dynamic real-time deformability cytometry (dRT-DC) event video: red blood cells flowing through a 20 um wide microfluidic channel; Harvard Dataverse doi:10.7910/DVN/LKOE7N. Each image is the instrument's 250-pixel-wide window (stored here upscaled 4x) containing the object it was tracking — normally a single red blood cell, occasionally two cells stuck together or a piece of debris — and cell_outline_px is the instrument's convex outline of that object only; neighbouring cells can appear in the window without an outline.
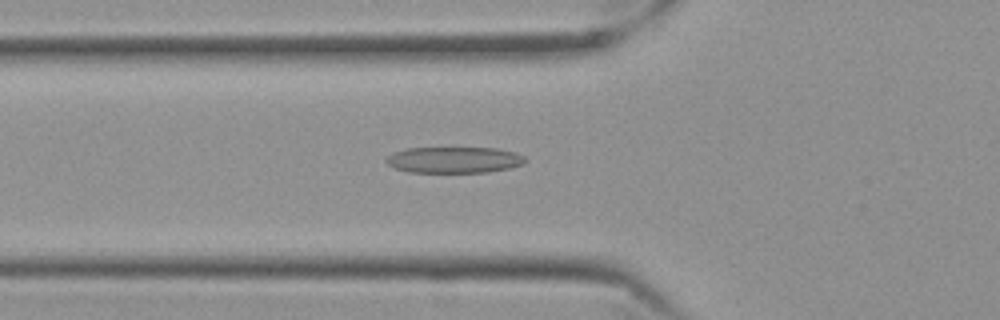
{"species": "Egyptian fruit bat (a non-hibernating species)", "species_latin": "Rousettus aegyptiacus", "temperature_condition": "cold", "stored_images_in_passage": 47, "camera_frame_rate_fps": 3000, "um_per_image_px": 0.085, "frame": {"image": 1, "passage_image": 10, "time_ms": 3.0, "image_size_px": [1000, 320], "cell_outline_px": [[524, 164], [508, 168], [488, 172], [408, 172], [396, 168], [388, 164], [384, 160], [392, 152], [408, 148], [496, 148], [516, 152], [524, 156]], "centroid_in_image_um": [38.58, 13.58], "position_along_channel_um": 87.2, "area_um2": 21.15}}
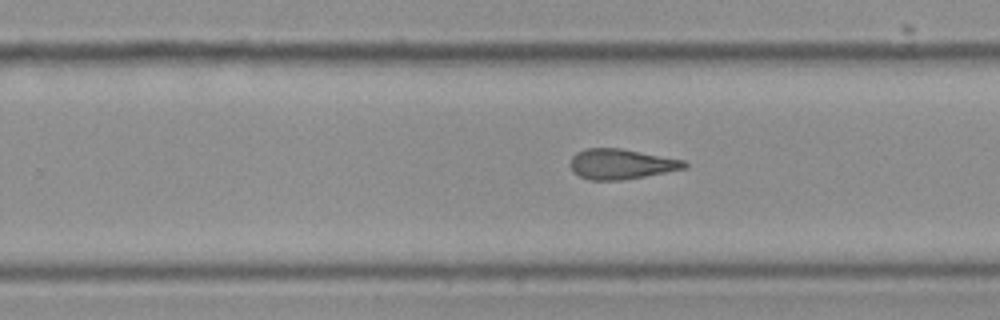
{"frame": {"image": 2, "passage_image": 26, "time_ms": 8.333, "image_size_px": [1000, 320], "cell_outline_px": [[688, 168], [644, 176], [620, 180], [588, 180], [572, 172], [568, 164], [572, 156], [576, 152], [584, 148], [620, 148], [684, 160], [688, 164]], "centroid_in_image_um": [52.75, 13.94], "position_along_channel_um": 277.0, "area_um2": 20.23}}
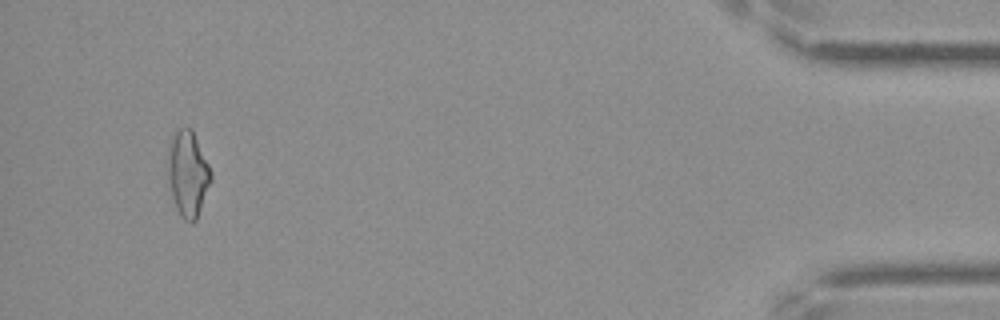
{"frame": {"image": 3, "passage_image": 44, "time_ms": 14.333, "image_size_px": [1000, 320], "cell_outline_px": [[212, 180], [196, 220], [192, 224], [184, 220], [180, 216], [176, 208], [172, 196], [168, 180], [168, 144], [172, 132], [180, 128], [192, 128], [212, 172]], "centroid_in_image_um": [15.96, 14.75], "position_along_channel_um": 419.2, "area_um2": 21.79}, "authors_computed_cell_mechanics": {"area_um2": 20.4612, "velocity_mm_per_s": 3.5367, "shape_relaxation_time_tau1_ms": null, "shape_relaxation_time_tau2_ms": 3.4443, "deformation_change_tau1": null, "deformation_change_tau2": 0.142}}